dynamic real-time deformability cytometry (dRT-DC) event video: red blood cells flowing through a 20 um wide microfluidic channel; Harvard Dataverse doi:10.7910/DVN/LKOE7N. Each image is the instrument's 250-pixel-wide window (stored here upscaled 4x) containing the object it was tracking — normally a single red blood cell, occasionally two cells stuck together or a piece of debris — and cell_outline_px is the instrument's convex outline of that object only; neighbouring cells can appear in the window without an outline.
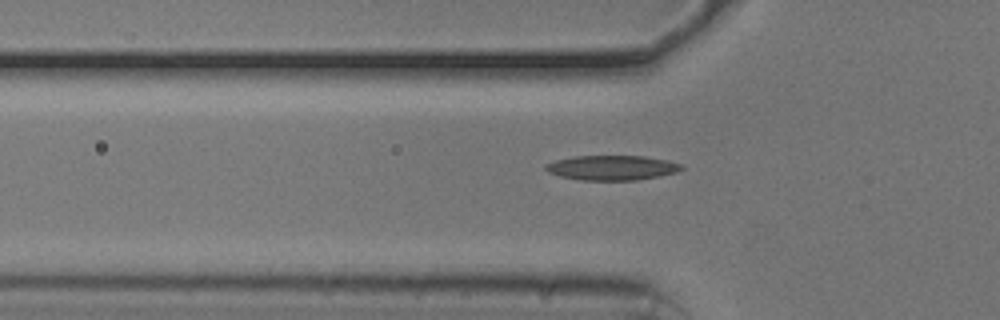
{"species": "common noctule bat (a hibernating species)", "species_latin": "Nyctalus noctula", "temperature_condition": "cold", "stored_images_in_passage": 39, "camera_frame_rate_fps": 3000, "um_per_image_px": 0.085, "animal": {"sex": "male", "body_mass_g": 20.5, "forearm_length_mm": 52.5}, "frame": {"image": 1, "passage_image": 9, "time_ms": 2.667, "image_size_px": [1000, 320], "cell_outline_px": [[684, 168], [676, 172], [660, 176], [636, 180], [580, 180], [560, 176], [548, 172], [544, 168], [544, 164], [556, 160], [572, 156], [644, 156], [668, 160], [684, 164]], "centroid_in_image_um": [52.02, 14.25], "position_along_channel_um": 73.8, "area_um2": 19.77}}
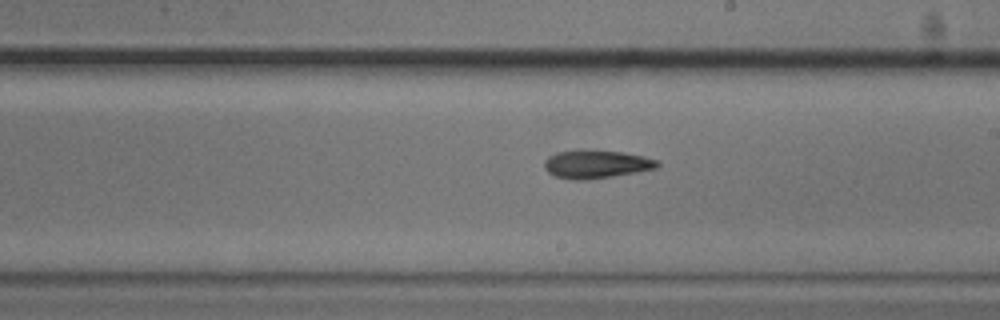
{"frame": {"image": 2, "passage_image": 22, "time_ms": 7.0, "image_size_px": [1000, 320], "cell_outline_px": [[660, 168], [612, 176], [580, 180], [576, 180], [556, 176], [548, 172], [544, 164], [544, 160], [548, 156], [556, 152], [580, 148], [624, 152], [644, 156], [660, 160]], "centroid_in_image_um": [50.71, 13.92], "position_along_channel_um": 238.3, "area_um2": 18.96}}
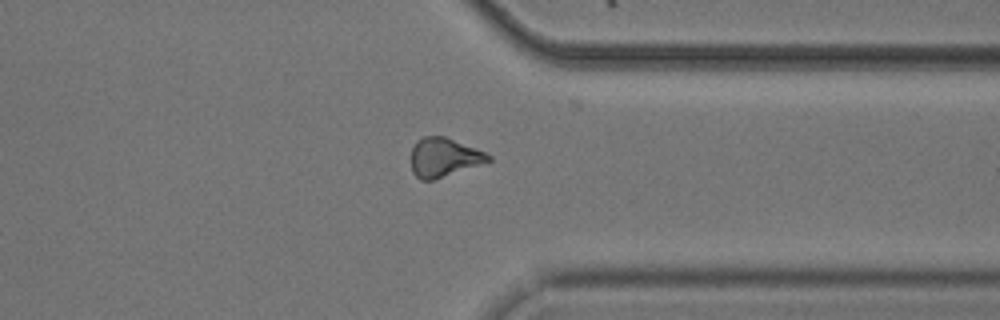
{"frame": {"image": 3, "passage_image": 33, "time_ms": 10.667, "image_size_px": [1000, 320], "cell_outline_px": [[492, 160], [432, 180], [420, 180], [412, 172], [412, 148], [416, 140], [424, 136], [444, 136], [484, 152], [492, 156]], "centroid_in_image_um": [37.7, 13.37], "position_along_channel_um": 373.7, "area_um2": 17.17}, "authors_computed_cell_mechanics": {"area_um2": 18.2648, "velocity_mm_per_s": 3.7722, "shape_relaxation_time_tau1_ms": 2.9486, "shape_relaxation_time_tau2_ms": 8.7281, "deformation_change_tau1": 0.1001, "deformation_change_tau2": 0.1869}}